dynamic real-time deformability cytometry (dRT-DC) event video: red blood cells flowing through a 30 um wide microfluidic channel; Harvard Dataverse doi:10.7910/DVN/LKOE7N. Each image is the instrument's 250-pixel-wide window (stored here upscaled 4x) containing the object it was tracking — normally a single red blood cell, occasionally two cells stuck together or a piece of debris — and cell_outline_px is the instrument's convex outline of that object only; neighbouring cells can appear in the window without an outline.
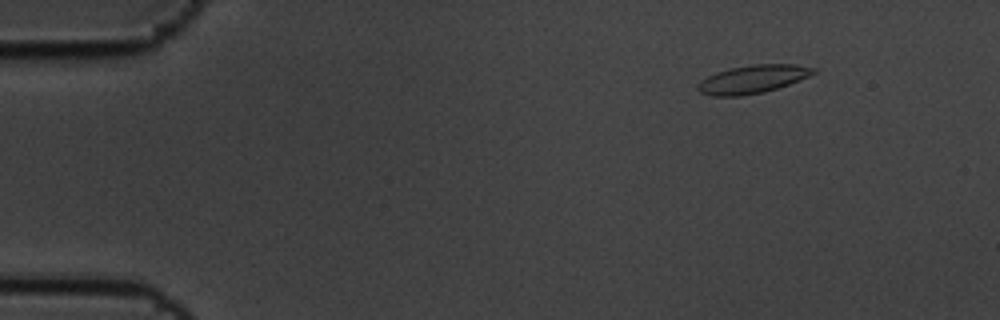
{"species": "common noctule bat (a hibernating species)", "species_latin": "Nyctalus noctula", "temperature_condition": "cold", "stored_images_in_passage": 5, "camera_frame_rate_fps": 3000, "um_per_image_px": 0.085, "animal": {"sex": "male", "body_mass_g": 19.5, "forearm_length_mm": 54.6}, "frame": {"image": 1, "passage_image": 3, "time_ms": 0.667, "image_size_px": [1000, 320], "cell_outline_px": [[816, 72], [800, 80], [764, 92], [740, 96], [712, 96], [700, 92], [696, 88], [700, 80], [716, 72], [732, 68], [752, 64], [796, 64], [816, 68]], "centroid_in_image_um": [63.97, 6.73], "position_along_channel_um": 21.0, "area_um2": 18.9}}